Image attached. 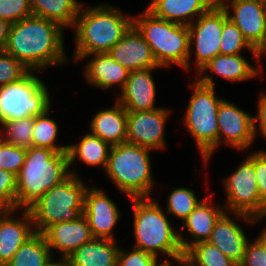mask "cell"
Instances as JSON below:
<instances>
[{"instance_id":"obj_27","label":"cell","mask_w":266,"mask_h":266,"mask_svg":"<svg viewBox=\"0 0 266 266\" xmlns=\"http://www.w3.org/2000/svg\"><path fill=\"white\" fill-rule=\"evenodd\" d=\"M111 146L92 133L85 134L76 144L68 145L69 172L72 175L78 173L70 168L76 159L81 160L88 166H99L105 170L109 158Z\"/></svg>"},{"instance_id":"obj_39","label":"cell","mask_w":266,"mask_h":266,"mask_svg":"<svg viewBox=\"0 0 266 266\" xmlns=\"http://www.w3.org/2000/svg\"><path fill=\"white\" fill-rule=\"evenodd\" d=\"M159 264L158 259L150 253L136 248L127 251L120 247L117 266H158Z\"/></svg>"},{"instance_id":"obj_45","label":"cell","mask_w":266,"mask_h":266,"mask_svg":"<svg viewBox=\"0 0 266 266\" xmlns=\"http://www.w3.org/2000/svg\"><path fill=\"white\" fill-rule=\"evenodd\" d=\"M259 59L262 57V55L266 56V32L263 39V43L256 49Z\"/></svg>"},{"instance_id":"obj_32","label":"cell","mask_w":266,"mask_h":266,"mask_svg":"<svg viewBox=\"0 0 266 266\" xmlns=\"http://www.w3.org/2000/svg\"><path fill=\"white\" fill-rule=\"evenodd\" d=\"M34 117L10 120L1 124L0 138L11 145L30 148L33 146Z\"/></svg>"},{"instance_id":"obj_14","label":"cell","mask_w":266,"mask_h":266,"mask_svg":"<svg viewBox=\"0 0 266 266\" xmlns=\"http://www.w3.org/2000/svg\"><path fill=\"white\" fill-rule=\"evenodd\" d=\"M217 0L227 17L238 27L249 44L257 49L266 32V1ZM231 9V10H230ZM233 11V12H232ZM231 12L233 15H231Z\"/></svg>"},{"instance_id":"obj_9","label":"cell","mask_w":266,"mask_h":266,"mask_svg":"<svg viewBox=\"0 0 266 266\" xmlns=\"http://www.w3.org/2000/svg\"><path fill=\"white\" fill-rule=\"evenodd\" d=\"M34 72L0 87V124L41 115L51 108L49 90Z\"/></svg>"},{"instance_id":"obj_46","label":"cell","mask_w":266,"mask_h":266,"mask_svg":"<svg viewBox=\"0 0 266 266\" xmlns=\"http://www.w3.org/2000/svg\"><path fill=\"white\" fill-rule=\"evenodd\" d=\"M9 210V208L0 200V218Z\"/></svg>"},{"instance_id":"obj_43","label":"cell","mask_w":266,"mask_h":266,"mask_svg":"<svg viewBox=\"0 0 266 266\" xmlns=\"http://www.w3.org/2000/svg\"><path fill=\"white\" fill-rule=\"evenodd\" d=\"M12 24L0 18V53L5 51Z\"/></svg>"},{"instance_id":"obj_4","label":"cell","mask_w":266,"mask_h":266,"mask_svg":"<svg viewBox=\"0 0 266 266\" xmlns=\"http://www.w3.org/2000/svg\"><path fill=\"white\" fill-rule=\"evenodd\" d=\"M135 244L133 248L154 255L160 254L173 261L184 256L179 239V230L168 221L162 207L151 198H131Z\"/></svg>"},{"instance_id":"obj_40","label":"cell","mask_w":266,"mask_h":266,"mask_svg":"<svg viewBox=\"0 0 266 266\" xmlns=\"http://www.w3.org/2000/svg\"><path fill=\"white\" fill-rule=\"evenodd\" d=\"M254 169L260 197V216L266 211V151H254Z\"/></svg>"},{"instance_id":"obj_26","label":"cell","mask_w":266,"mask_h":266,"mask_svg":"<svg viewBox=\"0 0 266 266\" xmlns=\"http://www.w3.org/2000/svg\"><path fill=\"white\" fill-rule=\"evenodd\" d=\"M207 70L232 82L255 78L261 72L258 67L253 66L241 54H219L205 64L196 74H204Z\"/></svg>"},{"instance_id":"obj_28","label":"cell","mask_w":266,"mask_h":266,"mask_svg":"<svg viewBox=\"0 0 266 266\" xmlns=\"http://www.w3.org/2000/svg\"><path fill=\"white\" fill-rule=\"evenodd\" d=\"M82 5L77 0H30L34 16L57 22L63 28L74 27Z\"/></svg>"},{"instance_id":"obj_48","label":"cell","mask_w":266,"mask_h":266,"mask_svg":"<svg viewBox=\"0 0 266 266\" xmlns=\"http://www.w3.org/2000/svg\"><path fill=\"white\" fill-rule=\"evenodd\" d=\"M158 266H173V264L168 258V259L163 260V262H160Z\"/></svg>"},{"instance_id":"obj_16","label":"cell","mask_w":266,"mask_h":266,"mask_svg":"<svg viewBox=\"0 0 266 266\" xmlns=\"http://www.w3.org/2000/svg\"><path fill=\"white\" fill-rule=\"evenodd\" d=\"M155 69L157 68L134 70L129 73L127 82L116 99L126 111L158 109L155 106L156 84L151 74Z\"/></svg>"},{"instance_id":"obj_29","label":"cell","mask_w":266,"mask_h":266,"mask_svg":"<svg viewBox=\"0 0 266 266\" xmlns=\"http://www.w3.org/2000/svg\"><path fill=\"white\" fill-rule=\"evenodd\" d=\"M52 257L43 233L35 232L16 251L6 266H43Z\"/></svg>"},{"instance_id":"obj_47","label":"cell","mask_w":266,"mask_h":266,"mask_svg":"<svg viewBox=\"0 0 266 266\" xmlns=\"http://www.w3.org/2000/svg\"><path fill=\"white\" fill-rule=\"evenodd\" d=\"M176 264H180L182 266H193L191 265L184 257L180 258V259H177L175 261Z\"/></svg>"},{"instance_id":"obj_17","label":"cell","mask_w":266,"mask_h":266,"mask_svg":"<svg viewBox=\"0 0 266 266\" xmlns=\"http://www.w3.org/2000/svg\"><path fill=\"white\" fill-rule=\"evenodd\" d=\"M43 234L52 256L55 252L54 249L58 252L61 251L60 256L63 258H67L77 248L93 238L87 219L83 214L73 221L52 224Z\"/></svg>"},{"instance_id":"obj_1","label":"cell","mask_w":266,"mask_h":266,"mask_svg":"<svg viewBox=\"0 0 266 266\" xmlns=\"http://www.w3.org/2000/svg\"><path fill=\"white\" fill-rule=\"evenodd\" d=\"M63 30L57 22L31 15L12 24L5 51L35 72L66 65Z\"/></svg>"},{"instance_id":"obj_24","label":"cell","mask_w":266,"mask_h":266,"mask_svg":"<svg viewBox=\"0 0 266 266\" xmlns=\"http://www.w3.org/2000/svg\"><path fill=\"white\" fill-rule=\"evenodd\" d=\"M90 133L98 136L110 146H115L127 140V111L116 100L112 108L97 112L91 122Z\"/></svg>"},{"instance_id":"obj_12","label":"cell","mask_w":266,"mask_h":266,"mask_svg":"<svg viewBox=\"0 0 266 266\" xmlns=\"http://www.w3.org/2000/svg\"><path fill=\"white\" fill-rule=\"evenodd\" d=\"M218 145L247 150L255 140L253 116L223 99L217 112ZM224 137V138H223Z\"/></svg>"},{"instance_id":"obj_15","label":"cell","mask_w":266,"mask_h":266,"mask_svg":"<svg viewBox=\"0 0 266 266\" xmlns=\"http://www.w3.org/2000/svg\"><path fill=\"white\" fill-rule=\"evenodd\" d=\"M115 202L97 187H88L85 193L83 215L86 217L94 238L116 240L113 229L120 219Z\"/></svg>"},{"instance_id":"obj_2","label":"cell","mask_w":266,"mask_h":266,"mask_svg":"<svg viewBox=\"0 0 266 266\" xmlns=\"http://www.w3.org/2000/svg\"><path fill=\"white\" fill-rule=\"evenodd\" d=\"M117 7L100 4L83 8L76 18L74 61L89 54L108 53L133 26V16H125Z\"/></svg>"},{"instance_id":"obj_18","label":"cell","mask_w":266,"mask_h":266,"mask_svg":"<svg viewBox=\"0 0 266 266\" xmlns=\"http://www.w3.org/2000/svg\"><path fill=\"white\" fill-rule=\"evenodd\" d=\"M108 53L130 72L147 68H162L158 66L150 46L134 26Z\"/></svg>"},{"instance_id":"obj_10","label":"cell","mask_w":266,"mask_h":266,"mask_svg":"<svg viewBox=\"0 0 266 266\" xmlns=\"http://www.w3.org/2000/svg\"><path fill=\"white\" fill-rule=\"evenodd\" d=\"M225 210L248 224L259 222L260 197L254 169V152L224 179Z\"/></svg>"},{"instance_id":"obj_36","label":"cell","mask_w":266,"mask_h":266,"mask_svg":"<svg viewBox=\"0 0 266 266\" xmlns=\"http://www.w3.org/2000/svg\"><path fill=\"white\" fill-rule=\"evenodd\" d=\"M30 71L6 51L0 53V87L24 78Z\"/></svg>"},{"instance_id":"obj_13","label":"cell","mask_w":266,"mask_h":266,"mask_svg":"<svg viewBox=\"0 0 266 266\" xmlns=\"http://www.w3.org/2000/svg\"><path fill=\"white\" fill-rule=\"evenodd\" d=\"M170 112L162 107L151 111H127L126 142L151 150L164 149L165 122Z\"/></svg>"},{"instance_id":"obj_31","label":"cell","mask_w":266,"mask_h":266,"mask_svg":"<svg viewBox=\"0 0 266 266\" xmlns=\"http://www.w3.org/2000/svg\"><path fill=\"white\" fill-rule=\"evenodd\" d=\"M183 257L193 266H239L208 241L192 245Z\"/></svg>"},{"instance_id":"obj_7","label":"cell","mask_w":266,"mask_h":266,"mask_svg":"<svg viewBox=\"0 0 266 266\" xmlns=\"http://www.w3.org/2000/svg\"><path fill=\"white\" fill-rule=\"evenodd\" d=\"M133 26L150 46L159 67L170 68L174 64L187 70L190 54L188 26L158 18L147 9L140 16L133 17Z\"/></svg>"},{"instance_id":"obj_3","label":"cell","mask_w":266,"mask_h":266,"mask_svg":"<svg viewBox=\"0 0 266 266\" xmlns=\"http://www.w3.org/2000/svg\"><path fill=\"white\" fill-rule=\"evenodd\" d=\"M70 175L68 152L27 148L16 183V209H29L42 195Z\"/></svg>"},{"instance_id":"obj_11","label":"cell","mask_w":266,"mask_h":266,"mask_svg":"<svg viewBox=\"0 0 266 266\" xmlns=\"http://www.w3.org/2000/svg\"><path fill=\"white\" fill-rule=\"evenodd\" d=\"M188 26L190 54L187 71L190 69L192 44L195 46L197 73L212 58L220 54V40L223 30V8L217 2Z\"/></svg>"},{"instance_id":"obj_35","label":"cell","mask_w":266,"mask_h":266,"mask_svg":"<svg viewBox=\"0 0 266 266\" xmlns=\"http://www.w3.org/2000/svg\"><path fill=\"white\" fill-rule=\"evenodd\" d=\"M26 148L4 142L0 138V169L18 175L25 163Z\"/></svg>"},{"instance_id":"obj_20","label":"cell","mask_w":266,"mask_h":266,"mask_svg":"<svg viewBox=\"0 0 266 266\" xmlns=\"http://www.w3.org/2000/svg\"><path fill=\"white\" fill-rule=\"evenodd\" d=\"M224 211L214 224L213 231L207 240L236 264L244 257L247 243L250 241L246 233L235 220Z\"/></svg>"},{"instance_id":"obj_49","label":"cell","mask_w":266,"mask_h":266,"mask_svg":"<svg viewBox=\"0 0 266 266\" xmlns=\"http://www.w3.org/2000/svg\"><path fill=\"white\" fill-rule=\"evenodd\" d=\"M263 218H266V211L263 212V214L259 217L258 221L263 220ZM266 234V228L262 230Z\"/></svg>"},{"instance_id":"obj_8","label":"cell","mask_w":266,"mask_h":266,"mask_svg":"<svg viewBox=\"0 0 266 266\" xmlns=\"http://www.w3.org/2000/svg\"><path fill=\"white\" fill-rule=\"evenodd\" d=\"M87 188L81 177L70 174L60 184L46 191L28 209L35 232L43 233L52 224L73 221L81 216Z\"/></svg>"},{"instance_id":"obj_5","label":"cell","mask_w":266,"mask_h":266,"mask_svg":"<svg viewBox=\"0 0 266 266\" xmlns=\"http://www.w3.org/2000/svg\"><path fill=\"white\" fill-rule=\"evenodd\" d=\"M197 77L190 83L193 93L183 121L207 165L218 147L217 112L223 98L216 96L215 82L210 75L198 74Z\"/></svg>"},{"instance_id":"obj_41","label":"cell","mask_w":266,"mask_h":266,"mask_svg":"<svg viewBox=\"0 0 266 266\" xmlns=\"http://www.w3.org/2000/svg\"><path fill=\"white\" fill-rule=\"evenodd\" d=\"M17 176L0 169V200L9 208L16 209Z\"/></svg>"},{"instance_id":"obj_34","label":"cell","mask_w":266,"mask_h":266,"mask_svg":"<svg viewBox=\"0 0 266 266\" xmlns=\"http://www.w3.org/2000/svg\"><path fill=\"white\" fill-rule=\"evenodd\" d=\"M202 201L203 199L199 200L192 189L174 188L168 195L166 212L183 222Z\"/></svg>"},{"instance_id":"obj_37","label":"cell","mask_w":266,"mask_h":266,"mask_svg":"<svg viewBox=\"0 0 266 266\" xmlns=\"http://www.w3.org/2000/svg\"><path fill=\"white\" fill-rule=\"evenodd\" d=\"M31 15L30 0H0V18L11 24Z\"/></svg>"},{"instance_id":"obj_22","label":"cell","mask_w":266,"mask_h":266,"mask_svg":"<svg viewBox=\"0 0 266 266\" xmlns=\"http://www.w3.org/2000/svg\"><path fill=\"white\" fill-rule=\"evenodd\" d=\"M90 61L85 64V77L88 84L100 89L119 86L122 90L129 77L130 71L121 66L109 53L89 54L82 58Z\"/></svg>"},{"instance_id":"obj_33","label":"cell","mask_w":266,"mask_h":266,"mask_svg":"<svg viewBox=\"0 0 266 266\" xmlns=\"http://www.w3.org/2000/svg\"><path fill=\"white\" fill-rule=\"evenodd\" d=\"M243 49L252 52L253 56L259 63L260 60L256 49H254L244 38L242 32L227 17V14L223 9V30L220 40V54H240Z\"/></svg>"},{"instance_id":"obj_44","label":"cell","mask_w":266,"mask_h":266,"mask_svg":"<svg viewBox=\"0 0 266 266\" xmlns=\"http://www.w3.org/2000/svg\"><path fill=\"white\" fill-rule=\"evenodd\" d=\"M54 256H52L51 258H49L43 266H65L67 264L66 258H63L60 256V258L58 259V261L53 258Z\"/></svg>"},{"instance_id":"obj_38","label":"cell","mask_w":266,"mask_h":266,"mask_svg":"<svg viewBox=\"0 0 266 266\" xmlns=\"http://www.w3.org/2000/svg\"><path fill=\"white\" fill-rule=\"evenodd\" d=\"M239 266H266V234L262 231L253 242H248Z\"/></svg>"},{"instance_id":"obj_30","label":"cell","mask_w":266,"mask_h":266,"mask_svg":"<svg viewBox=\"0 0 266 266\" xmlns=\"http://www.w3.org/2000/svg\"><path fill=\"white\" fill-rule=\"evenodd\" d=\"M49 109L43 114L34 116L33 147L48 148L56 152H67L68 145H58L55 142L58 138L59 126L50 118Z\"/></svg>"},{"instance_id":"obj_19","label":"cell","mask_w":266,"mask_h":266,"mask_svg":"<svg viewBox=\"0 0 266 266\" xmlns=\"http://www.w3.org/2000/svg\"><path fill=\"white\" fill-rule=\"evenodd\" d=\"M15 211L17 209H9L0 218V266H6L16 251L35 233L30 211L24 209L20 219L12 218Z\"/></svg>"},{"instance_id":"obj_42","label":"cell","mask_w":266,"mask_h":266,"mask_svg":"<svg viewBox=\"0 0 266 266\" xmlns=\"http://www.w3.org/2000/svg\"><path fill=\"white\" fill-rule=\"evenodd\" d=\"M259 96L257 101V113L253 116L254 135L256 139V135L260 132L261 136L266 140V93L262 92Z\"/></svg>"},{"instance_id":"obj_23","label":"cell","mask_w":266,"mask_h":266,"mask_svg":"<svg viewBox=\"0 0 266 266\" xmlns=\"http://www.w3.org/2000/svg\"><path fill=\"white\" fill-rule=\"evenodd\" d=\"M216 3L217 0H151L146 9L158 18L189 26Z\"/></svg>"},{"instance_id":"obj_6","label":"cell","mask_w":266,"mask_h":266,"mask_svg":"<svg viewBox=\"0 0 266 266\" xmlns=\"http://www.w3.org/2000/svg\"><path fill=\"white\" fill-rule=\"evenodd\" d=\"M150 150L129 142L111 146L104 172L129 198H151L155 185Z\"/></svg>"},{"instance_id":"obj_25","label":"cell","mask_w":266,"mask_h":266,"mask_svg":"<svg viewBox=\"0 0 266 266\" xmlns=\"http://www.w3.org/2000/svg\"><path fill=\"white\" fill-rule=\"evenodd\" d=\"M116 240L92 238L66 258L68 266H117L118 247Z\"/></svg>"},{"instance_id":"obj_21","label":"cell","mask_w":266,"mask_h":266,"mask_svg":"<svg viewBox=\"0 0 266 266\" xmlns=\"http://www.w3.org/2000/svg\"><path fill=\"white\" fill-rule=\"evenodd\" d=\"M211 196L212 194L204 197L203 201L183 221L182 229L186 227L188 234L193 237L191 242L188 241L179 229V239L183 252L198 242L207 241L215 222L225 211V208L221 207L220 204L214 206V203H210Z\"/></svg>"}]
</instances>
